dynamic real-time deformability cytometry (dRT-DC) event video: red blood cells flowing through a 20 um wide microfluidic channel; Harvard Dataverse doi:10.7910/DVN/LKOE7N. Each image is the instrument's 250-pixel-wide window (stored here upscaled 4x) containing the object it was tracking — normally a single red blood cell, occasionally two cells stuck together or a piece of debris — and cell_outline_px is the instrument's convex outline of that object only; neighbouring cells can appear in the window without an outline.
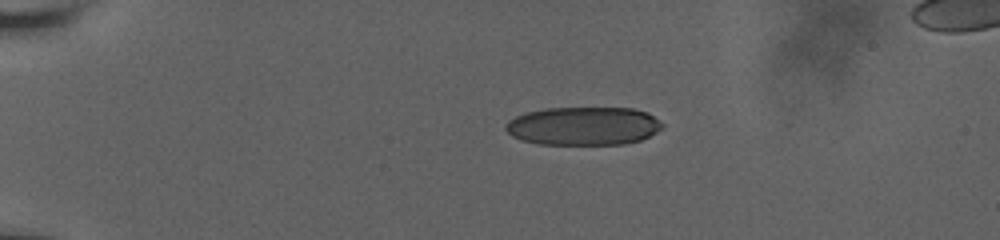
{"species": "human", "species_latin": "Homo sapiens", "temperature_condition": "room temperature", "stored_images_in_passage": 25, "camera_frame_rate_fps": 3000, "um_per_image_px": 0.085, "donor": {"sex": "male"}, "frame": {"image": 1, "passage_image": 8, "time_ms": 1.0, "image_size_px": [1000, 240], "cell_outline_px": [[664, 128], [640, 140], [624, 144], [536, 144], [520, 140], [512, 136], [504, 128], [504, 124], [508, 120], [524, 112], [544, 108], [632, 108], [648, 112], [664, 124]], "centroid_in_image_um": [49.57, 10.7], "position_along_channel_um": 35.4, "area_um2": 35.37}}